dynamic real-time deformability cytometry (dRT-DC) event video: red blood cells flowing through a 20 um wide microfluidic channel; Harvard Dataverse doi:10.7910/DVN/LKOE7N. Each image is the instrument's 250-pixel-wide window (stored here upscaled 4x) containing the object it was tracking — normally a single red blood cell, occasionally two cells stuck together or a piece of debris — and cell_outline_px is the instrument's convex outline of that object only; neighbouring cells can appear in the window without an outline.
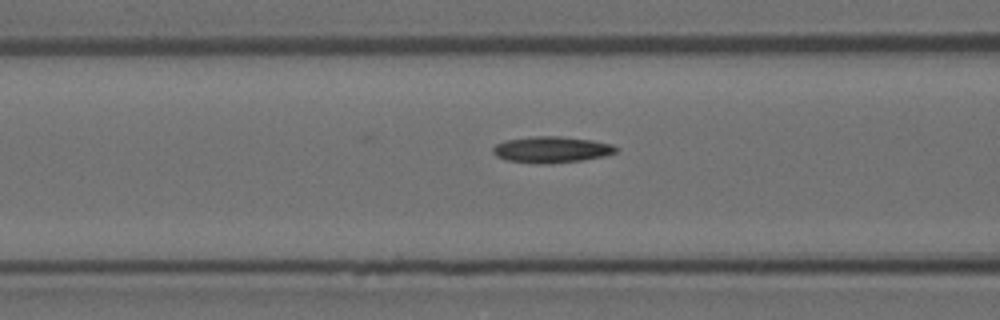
{"species": "Egyptian fruit bat (a non-hibernating species)", "species_latin": "Rousettus aegyptiacus", "temperature_condition": "room temperature", "stored_images_in_passage": 8, "camera_frame_rate_fps": 3000, "um_per_image_px": 0.085, "animal": {"sex": "female"}, "frame": {"image": 1, "passage_image": 6, "time_ms": 1.667, "image_size_px": [1000, 320], "cell_outline_px": [[620, 148], [616, 152], [604, 156], [580, 160], [548, 164], [536, 164], [508, 160], [496, 156], [492, 152], [492, 148], [496, 144], [504, 140], [532, 136], [560, 136], [592, 140], [612, 144]], "centroid_in_image_um": [46.87, 12.71], "position_along_channel_um": 119.7, "area_um2": 18.96}}